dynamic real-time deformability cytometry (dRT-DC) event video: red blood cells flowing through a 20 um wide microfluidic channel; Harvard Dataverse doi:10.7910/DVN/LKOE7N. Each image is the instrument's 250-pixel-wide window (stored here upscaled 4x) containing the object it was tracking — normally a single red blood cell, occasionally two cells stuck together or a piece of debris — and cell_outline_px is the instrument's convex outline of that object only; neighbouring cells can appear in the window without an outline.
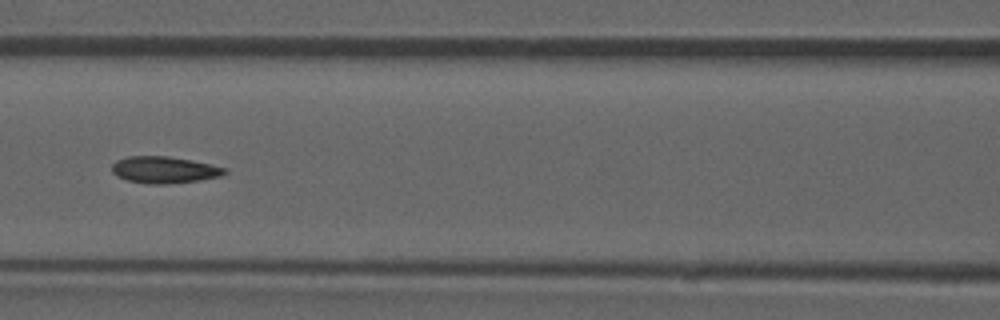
{"species": "common noctule bat (a hibernating species)", "species_latin": "Nyctalus noctula", "temperature_condition": "room temperature", "stored_images_in_passage": 51, "camera_frame_rate_fps": 3000, "um_per_image_px": 0.085, "animal": {"sex": "male", "forearm_length_mm": 52.5}, "frame": {"image": 1, "passage_image": 22, "time_ms": 7.0, "image_size_px": [1000, 320], "cell_outline_px": [[228, 172], [220, 176], [200, 180], [168, 184], [148, 184], [128, 180], [116, 176], [112, 172], [112, 164], [116, 160], [128, 156], [168, 156], [192, 160], [212, 164], [228, 168]], "centroid_in_image_um": [13.98, 14.43], "position_along_channel_um": 152.6, "area_um2": 17.74}, "authors_computed_cell_mechanics": {"area_um2": 17.3978, "velocity_mm_per_s": 3.9206, "shape_relaxation_time_tau1_ms": null, "shape_relaxation_time_tau2_ms": 2.9825, "deformation_change_tau1": null, "deformation_change_tau2": 0.1008}}